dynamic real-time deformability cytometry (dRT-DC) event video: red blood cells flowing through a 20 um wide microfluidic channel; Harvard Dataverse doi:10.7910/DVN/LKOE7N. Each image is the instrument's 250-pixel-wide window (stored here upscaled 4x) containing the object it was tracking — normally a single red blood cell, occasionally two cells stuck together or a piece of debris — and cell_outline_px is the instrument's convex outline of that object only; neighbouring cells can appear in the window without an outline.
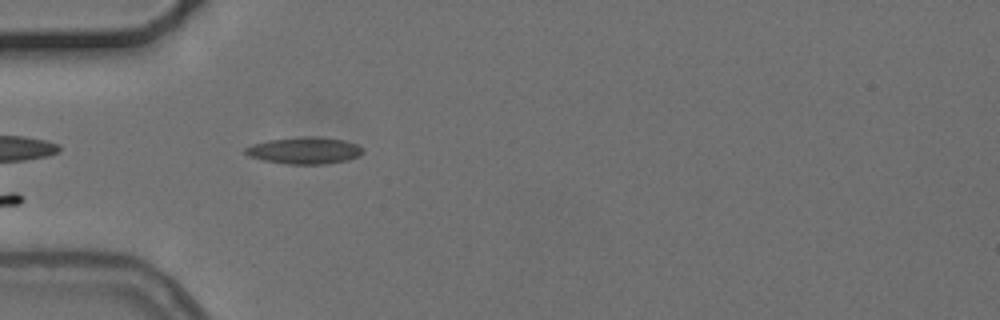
{"species": "common noctule bat (a hibernating species)", "species_latin": "Nyctalus noctula", "temperature_condition": "cold", "stored_images_in_passage": 5, "segment_of_instrument_passage": [2, 2], "camera_frame_rate_fps": 3000, "um_per_image_px": 0.085, "animal": {"sex": "female", "body_mass_g": 24.6, "forearm_length_mm": 56.2}, "frame": {"image": 1, "passage_image": 5, "time_ms": 4.667, "image_size_px": [1000, 320], "cell_outline_px": [[364, 152], [360, 156], [348, 160], [328, 164], [284, 164], [264, 160], [248, 156], [244, 152], [244, 148], [252, 144], [268, 140], [300, 136], [320, 136], [344, 140], [356, 144], [364, 148]], "centroid_in_image_um": [25.9, 12.79], "position_along_channel_um": 59.1, "area_um2": 18.73}}